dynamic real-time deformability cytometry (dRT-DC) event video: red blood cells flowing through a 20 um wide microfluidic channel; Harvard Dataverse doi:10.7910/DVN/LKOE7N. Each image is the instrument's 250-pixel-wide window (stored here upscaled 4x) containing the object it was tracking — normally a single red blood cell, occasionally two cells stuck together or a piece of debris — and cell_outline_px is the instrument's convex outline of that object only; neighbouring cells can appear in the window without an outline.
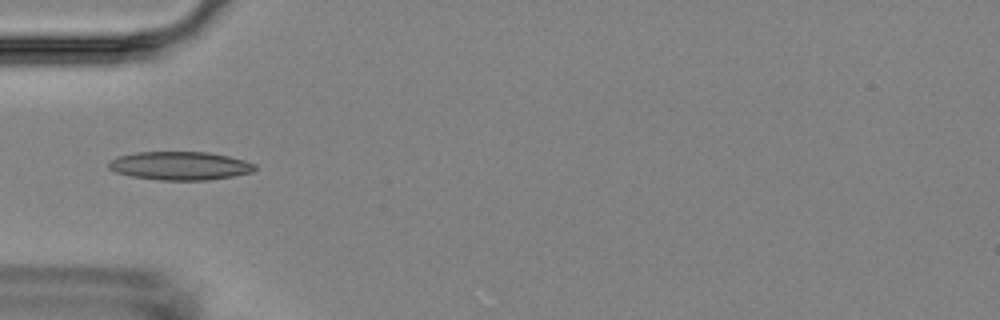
{"species": "Egyptian fruit bat (a non-hibernating species)", "species_latin": "Rousettus aegyptiacus", "temperature_condition": "room temperature", "stored_images_in_passage": 5, "camera_frame_rate_fps": 3000, "um_per_image_px": 0.085, "animal": {"sex": "female"}, "frame": {"image": 1, "passage_image": 5, "time_ms": 5.667, "image_size_px": [1000, 320], "cell_outline_px": [[256, 168], [252, 172], [232, 176], [208, 180], [160, 180], [132, 176], [116, 172], [108, 168], [108, 160], [116, 156], [136, 152], [208, 152], [228, 156], [244, 160], [256, 164]], "centroid_in_image_um": [15.27, 14.08], "position_along_channel_um": 69.7, "area_um2": 24.28}}